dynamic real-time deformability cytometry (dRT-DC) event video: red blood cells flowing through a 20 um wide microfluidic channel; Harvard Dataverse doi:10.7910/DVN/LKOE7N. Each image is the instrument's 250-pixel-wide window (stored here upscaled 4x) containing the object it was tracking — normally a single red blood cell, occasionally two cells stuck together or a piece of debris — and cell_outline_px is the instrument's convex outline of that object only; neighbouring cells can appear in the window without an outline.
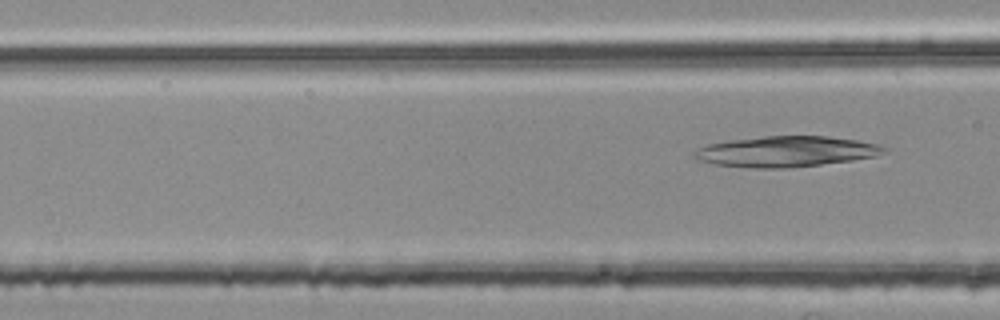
{"species": "common noctule bat (a hibernating species)", "species_latin": "Nyctalus noctula", "temperature_condition": "room temperature", "stored_images_in_passage": 4, "camera_frame_rate_fps": 3000, "um_per_image_px": 0.085, "animal": {"sex": "female", "body_mass_g": 25.1}, "frame": {"image": 1, "passage_image": 4, "time_ms": 1.0, "image_size_px": [1000, 320], "cell_outline_px": [[888, 148], [884, 152], [876, 156], [852, 160], [792, 168], [752, 168], [716, 164], [692, 160], [692, 152], [696, 148], [708, 144], [728, 140], [764, 136], [824, 136], [856, 140], [876, 144]], "centroid_in_image_um": [66.73, 12.88], "position_along_channel_um": 99.9, "area_um2": 34.1}}